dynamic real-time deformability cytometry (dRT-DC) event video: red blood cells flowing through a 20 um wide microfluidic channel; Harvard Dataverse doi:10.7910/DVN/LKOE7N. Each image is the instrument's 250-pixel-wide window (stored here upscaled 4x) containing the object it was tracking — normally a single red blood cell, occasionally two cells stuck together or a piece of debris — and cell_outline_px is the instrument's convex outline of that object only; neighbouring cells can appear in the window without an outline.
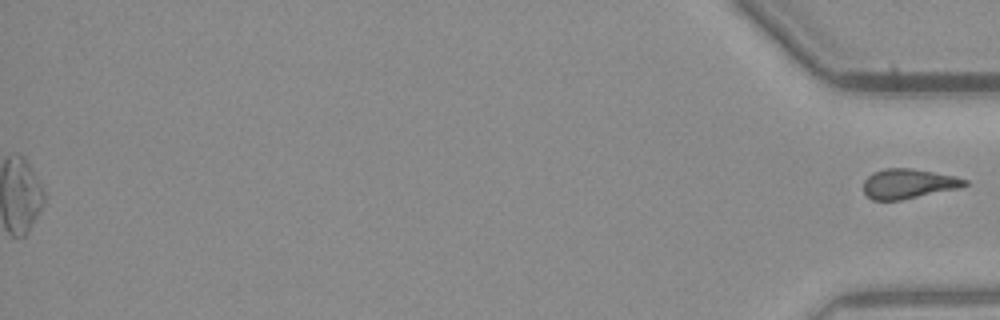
{"species": "common noctule bat (a hibernating species)", "species_latin": "Nyctalus noctula", "temperature_condition": "warm", "stored_images_in_passage": 34, "segment_of_instrument_passage": [2, 2], "camera_frame_rate_fps": 3000, "um_per_image_px": 0.085, "animal": {"sex": "male", "body_mass_g": 23.1, "forearm_length_mm": 52.7}, "frame": {"image": 1, "passage_image": 34, "time_ms": 11.0, "image_size_px": [1000, 320], "cell_outline_px": [[968, 184], [960, 188], [900, 200], [872, 200], [864, 192], [864, 180], [872, 172], [884, 168], [912, 168], [956, 176], [968, 180]], "centroid_in_image_um": [77.22, 15.61], "position_along_channel_um": 358.0, "area_um2": 17.63}}